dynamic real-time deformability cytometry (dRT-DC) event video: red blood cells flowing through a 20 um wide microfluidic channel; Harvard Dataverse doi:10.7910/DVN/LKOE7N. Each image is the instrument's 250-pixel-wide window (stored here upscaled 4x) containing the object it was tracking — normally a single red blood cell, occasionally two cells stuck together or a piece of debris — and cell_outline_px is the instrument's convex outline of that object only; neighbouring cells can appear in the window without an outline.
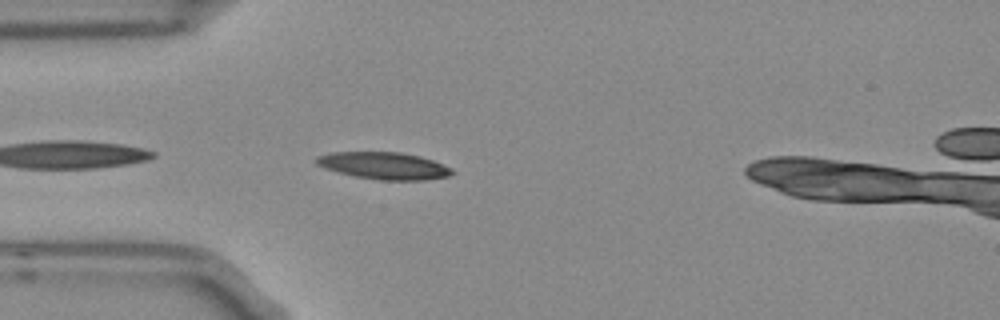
{"species": "Egyptian fruit bat (a non-hibernating species)", "species_latin": "Rousettus aegyptiacus", "temperature_condition": "room temperature", "stored_images_in_passage": 6, "camera_frame_rate_fps": 3000, "um_per_image_px": 0.085, "frame": {"image": 1, "passage_image": 2, "time_ms": 0.333, "image_size_px": [1000, 320], "cell_outline_px": [[456, 172], [448, 176], [424, 180], [380, 180], [356, 176], [324, 168], [316, 164], [312, 160], [316, 156], [332, 152], [400, 152], [420, 156], [432, 160], [452, 168]], "centroid_in_image_um": [32.62, 14.08], "position_along_channel_um": 52.4, "area_um2": 21.44}}